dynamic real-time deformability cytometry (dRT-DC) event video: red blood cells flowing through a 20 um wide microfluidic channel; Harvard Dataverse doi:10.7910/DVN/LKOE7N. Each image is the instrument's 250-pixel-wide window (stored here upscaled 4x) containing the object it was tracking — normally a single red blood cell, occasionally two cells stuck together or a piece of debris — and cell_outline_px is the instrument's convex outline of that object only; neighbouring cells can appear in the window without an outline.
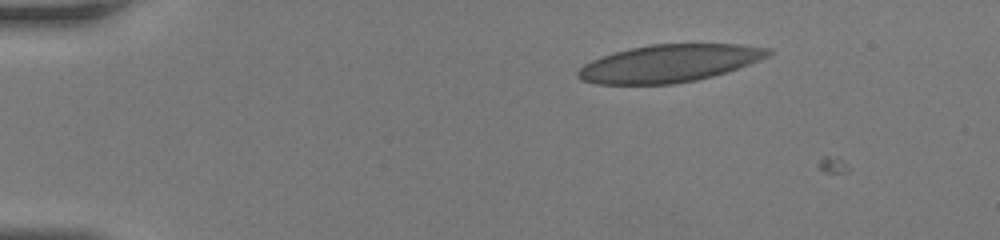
{"species": "human", "species_latin": "Homo sapiens", "temperature_condition": "room temperature", "stored_images_in_passage": 2, "camera_frame_rate_fps": 3000, "um_per_image_px": 0.085, "donor": {"sex": "female"}, "frame": {"image": 1, "passage_image": 1, "time_ms": 0.0, "image_size_px": [1000, 240], "cell_outline_px": [[776, 52], [760, 60], [712, 76], [696, 80], [672, 84], [596, 84], [580, 80], [576, 76], [576, 72], [584, 64], [600, 56], [612, 52], [628, 48], [648, 44], [740, 44], [772, 48]], "centroid_in_image_um": [56.86, 5.37], "position_along_channel_um": 28.1, "area_um2": 41.85}}